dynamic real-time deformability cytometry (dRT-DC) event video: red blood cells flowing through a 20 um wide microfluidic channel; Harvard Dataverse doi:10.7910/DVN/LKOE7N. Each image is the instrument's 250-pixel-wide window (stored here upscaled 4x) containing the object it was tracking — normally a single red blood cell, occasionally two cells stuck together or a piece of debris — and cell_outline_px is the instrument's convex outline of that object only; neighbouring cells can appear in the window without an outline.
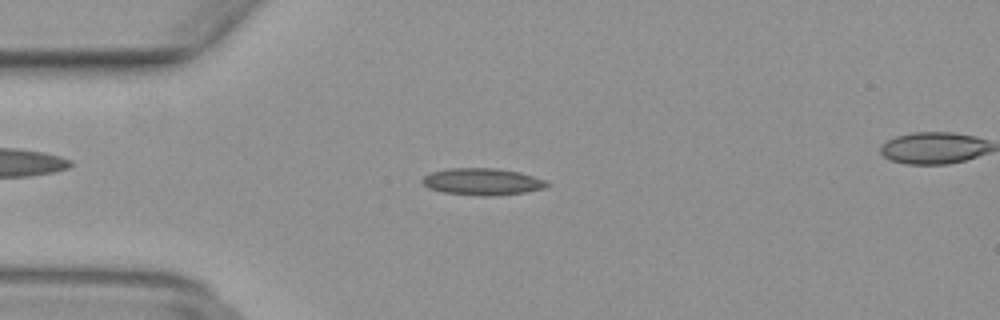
{"species": "common noctule bat (a hibernating species)", "species_latin": "Nyctalus noctula", "temperature_condition": "warm", "stored_images_in_passage": 49, "camera_frame_rate_fps": 3000, "um_per_image_px": 0.085, "animal": {"sex": "female", "body_mass_g": 29.2, "forearm_length_mm": 56.3}, "frame": {"image": 1, "passage_image": 12, "time_ms": 3.667, "image_size_px": [1000, 320], "cell_outline_px": [[548, 184], [544, 188], [524, 192], [488, 196], [480, 196], [444, 192], [428, 188], [420, 180], [424, 176], [432, 172], [448, 168], [496, 168], [520, 172], [548, 180]], "centroid_in_image_um": [41.0, 15.43], "position_along_channel_um": 44.0, "area_um2": 19.48}}
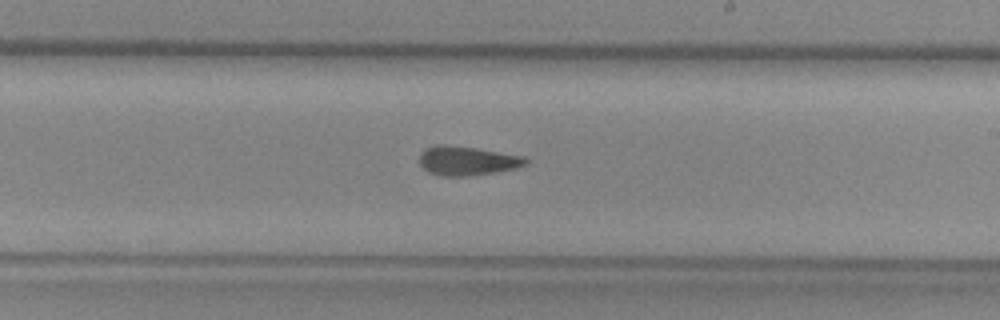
{"frame": {"image": 2, "passage_image": 28, "time_ms": 9.0, "image_size_px": [1000, 320], "cell_outline_px": [[528, 164], [516, 168], [492, 172], [464, 176], [440, 176], [428, 172], [420, 164], [420, 152], [424, 148], [436, 144], [444, 144], [476, 148], [524, 156], [528, 160]], "centroid_in_image_um": [39.67, 13.65], "position_along_channel_um": 249.3, "area_um2": 18.03}}
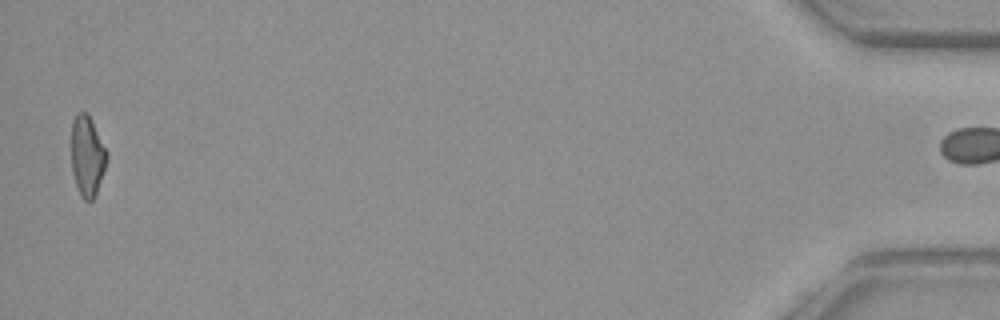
{"frame": {"image": 3, "passage_image": 48, "time_ms": 15.667, "image_size_px": [1000, 320], "cell_outline_px": [[108, 156], [96, 192], [92, 200], [84, 200], [80, 196], [72, 172], [72, 120], [76, 112], [88, 112], [108, 152]], "centroid_in_image_um": [7.41, 13.2], "position_along_channel_um": 427.8, "area_um2": 16.53}}